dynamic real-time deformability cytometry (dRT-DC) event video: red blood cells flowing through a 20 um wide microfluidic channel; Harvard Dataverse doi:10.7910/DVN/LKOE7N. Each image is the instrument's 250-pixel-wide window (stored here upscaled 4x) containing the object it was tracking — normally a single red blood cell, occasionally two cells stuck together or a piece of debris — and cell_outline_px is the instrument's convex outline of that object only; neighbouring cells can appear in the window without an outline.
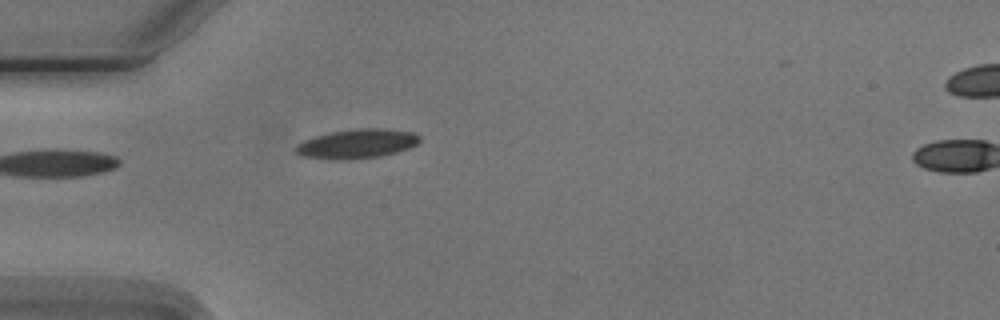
{"species": "Egyptian fruit bat (a non-hibernating species)", "species_latin": "Rousettus aegyptiacus", "temperature_condition": "cold", "stored_images_in_passage": 2, "camera_frame_rate_fps": 3000, "um_per_image_px": 0.085, "animal": {"sex": "male"}, "frame": {"image": 1, "passage_image": 1, "time_ms": 0.0, "image_size_px": [1000, 320], "cell_outline_px": [[420, 140], [416, 144], [408, 148], [396, 152], [380, 156], [332, 160], [300, 156], [296, 152], [296, 144], [304, 140], [316, 136], [332, 132], [356, 128], [384, 128], [412, 132], [420, 136]], "centroid_in_image_um": [30.33, 12.21], "position_along_channel_um": 54.7, "area_um2": 20.98}}